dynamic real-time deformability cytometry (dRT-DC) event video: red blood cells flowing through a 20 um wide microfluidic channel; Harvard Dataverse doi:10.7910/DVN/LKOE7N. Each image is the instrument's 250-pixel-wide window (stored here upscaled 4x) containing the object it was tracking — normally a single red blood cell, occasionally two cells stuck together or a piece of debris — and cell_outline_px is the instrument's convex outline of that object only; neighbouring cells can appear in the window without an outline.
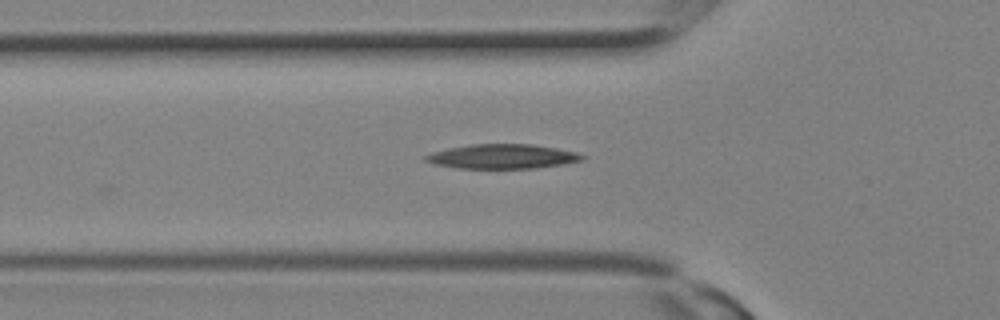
{"species": "Egyptian fruit bat (a non-hibernating species)", "species_latin": "Rousettus aegyptiacus", "temperature_condition": "room temperature", "stored_images_in_passage": 24, "segment_of_instrument_passage": [1, 2], "camera_frame_rate_fps": 3000, "um_per_image_px": 0.085, "animal": {"sex": "female"}, "frame": {"image": 1, "passage_image": 2, "time_ms": 0.333, "image_size_px": [1000, 320], "cell_outline_px": [[584, 160], [564, 164], [536, 168], [456, 168], [436, 164], [424, 160], [424, 156], [432, 152], [448, 148], [468, 144], [532, 144], [556, 148], [576, 152], [584, 156]], "centroid_in_image_um": [42.7, 13.29], "position_along_channel_um": 83.1, "area_um2": 22.31}}
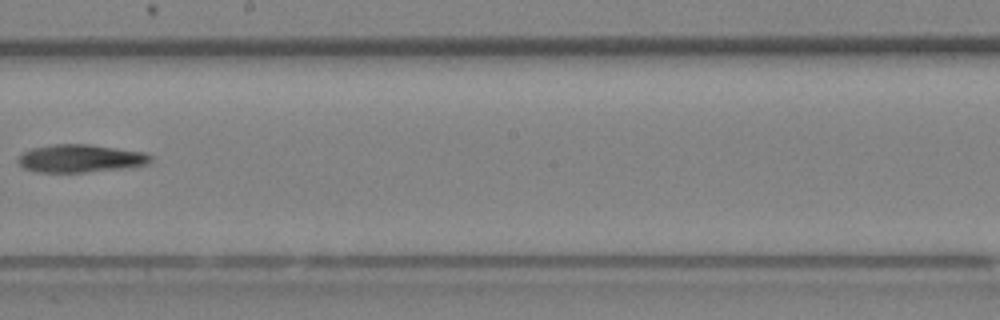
{"frame": {"image": 2, "passage_image": 9, "time_ms": 2.667, "image_size_px": [1000, 320], "cell_outline_px": [[152, 160], [148, 164], [120, 168], [84, 172], [36, 172], [24, 168], [16, 160], [24, 152], [32, 148], [52, 144], [88, 144], [148, 152], [152, 156]], "centroid_in_image_um": [6.85, 13.45], "position_along_channel_um": 241.3, "area_um2": 21.5}}
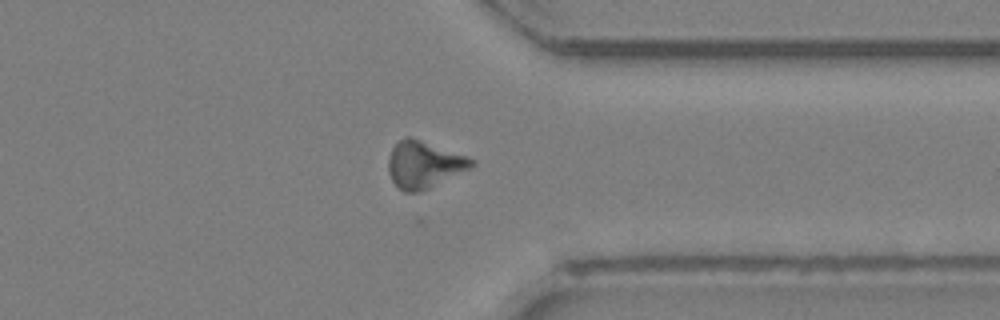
{"frame": {"image": 3, "passage_image": 15, "time_ms": 4.667, "image_size_px": [1000, 320], "cell_outline_px": [[476, 164], [472, 168], [420, 192], [404, 192], [392, 180], [388, 172], [388, 160], [392, 148], [404, 136], [412, 136], [468, 156], [476, 160]], "centroid_in_image_um": [36.07, 13.97], "position_along_channel_um": 375.3, "area_um2": 23.0}}